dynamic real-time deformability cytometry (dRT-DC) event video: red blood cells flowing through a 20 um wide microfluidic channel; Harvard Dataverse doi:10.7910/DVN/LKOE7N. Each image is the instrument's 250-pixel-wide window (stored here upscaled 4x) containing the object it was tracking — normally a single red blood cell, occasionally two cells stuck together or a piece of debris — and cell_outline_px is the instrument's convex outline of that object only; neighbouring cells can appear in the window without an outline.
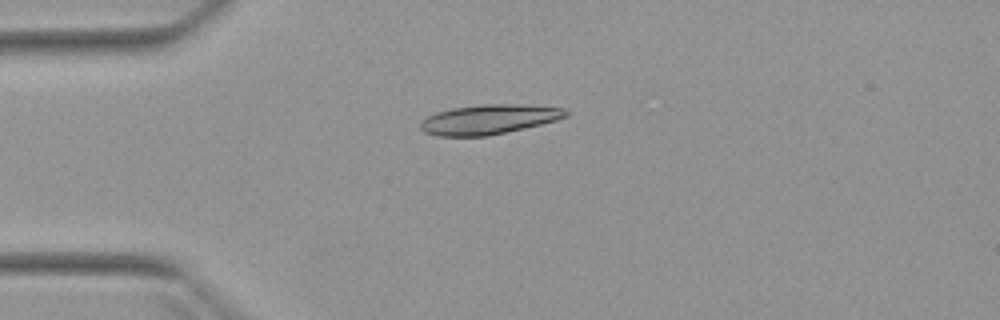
{"species": "Egyptian fruit bat (a non-hibernating species)", "species_latin": "Rousettus aegyptiacus", "temperature_condition": "warm", "stored_images_in_passage": 5, "camera_frame_rate_fps": 3000, "um_per_image_px": 0.085, "animal": {"sex": "female"}, "frame": {"image": 1, "passage_image": 4, "time_ms": 3.667, "image_size_px": [1000, 320], "cell_outline_px": [[568, 116], [556, 120], [524, 128], [488, 136], [436, 136], [424, 132], [420, 128], [420, 120], [436, 112], [452, 108], [480, 104], [516, 104], [564, 108], [568, 112]], "centroid_in_image_um": [41.51, 10.15], "position_along_channel_um": 43.5, "area_um2": 25.14}}
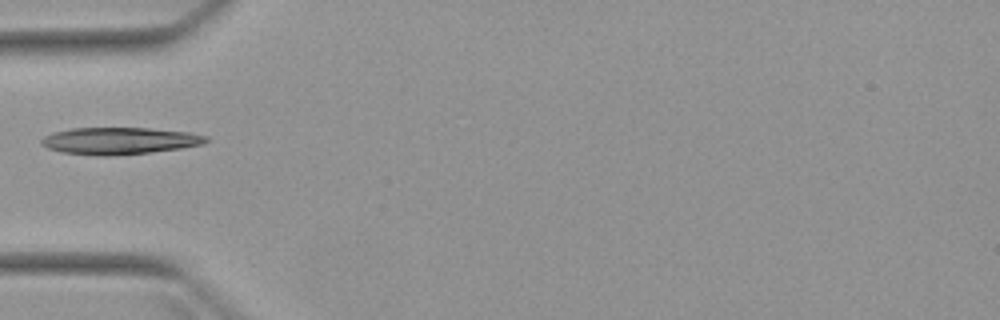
{"frame": {"image": 2, "passage_image": 5, "time_ms": 5.0, "image_size_px": [1000, 320], "cell_outline_px": [[208, 140], [204, 144], [180, 148], [148, 152], [112, 156], [96, 156], [60, 152], [48, 148], [40, 144], [40, 140], [44, 136], [56, 132], [72, 128], [148, 128], [188, 132], [208, 136]], "centroid_in_image_um": [10.13, 11.97], "position_along_channel_um": 74.9, "area_um2": 25.84}}